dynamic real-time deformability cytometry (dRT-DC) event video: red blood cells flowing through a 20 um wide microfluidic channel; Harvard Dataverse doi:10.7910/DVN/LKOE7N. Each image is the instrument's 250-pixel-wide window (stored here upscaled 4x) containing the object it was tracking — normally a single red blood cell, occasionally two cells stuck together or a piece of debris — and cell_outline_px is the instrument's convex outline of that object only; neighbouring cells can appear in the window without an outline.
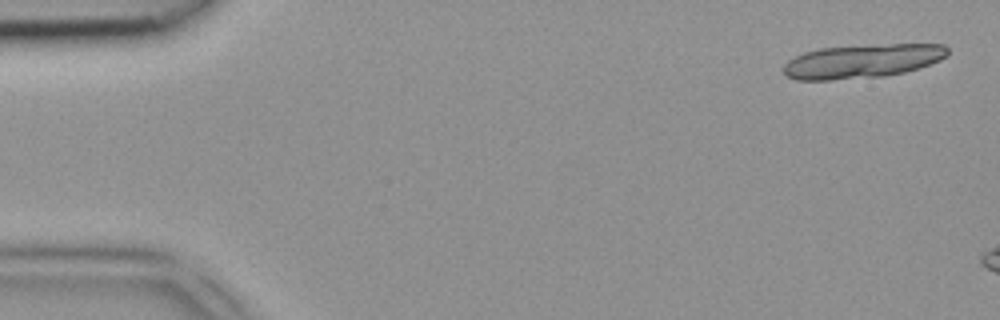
{"species": "common noctule bat (a hibernating species)", "species_latin": "Nyctalus noctula", "temperature_condition": "room temperature", "stored_images_in_passage": 3, "camera_frame_rate_fps": 3000, "um_per_image_px": 0.085, "animal": {"sex": "female", "body_mass_g": 18.4}, "frame": {"image": 1, "passage_image": 1, "time_ms": 0.0, "image_size_px": [1000, 320], "cell_outline_px": [[948, 52], [940, 60], [920, 68], [904, 72], [884, 76], [832, 80], [796, 80], [784, 76], [784, 64], [788, 60], [804, 52], [820, 48], [888, 44], [944, 44], [948, 48]], "centroid_in_image_um": [73.27, 5.2], "position_along_channel_um": 11.7, "area_um2": 32.37}}